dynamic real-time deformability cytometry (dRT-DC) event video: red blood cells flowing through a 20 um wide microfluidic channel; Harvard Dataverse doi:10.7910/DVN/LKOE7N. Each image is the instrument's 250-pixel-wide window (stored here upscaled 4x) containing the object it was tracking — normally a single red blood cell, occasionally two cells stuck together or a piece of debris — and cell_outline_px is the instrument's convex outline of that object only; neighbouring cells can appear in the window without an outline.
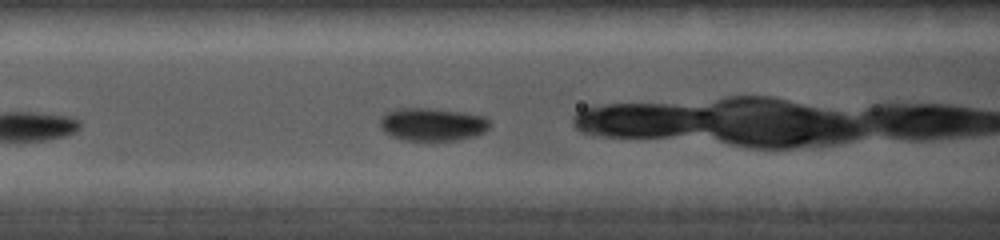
{"species": "common noctule bat (a hibernating species)", "species_latin": "Nyctalus noctula", "temperature_condition": "cold", "stored_images_in_passage": 35, "camera_frame_rate_fps": 5000, "um_per_image_px": 0.085, "animal": {"sex": "female", "body_mass_g": 19.0, "forearm_length_mm": 56.7}, "frame": {"image": 1, "passage_image": 6, "time_ms": 1.2, "image_size_px": [1000, 240], "cell_outline_px": [[492, 124], [484, 132], [472, 136], [456, 140], [400, 140], [384, 132], [380, 128], [380, 116], [384, 112], [396, 108], [428, 108], [464, 112], [484, 116]], "centroid_in_image_um": [36.7, 10.56], "position_along_channel_um": 129.9, "area_um2": 21.27}}
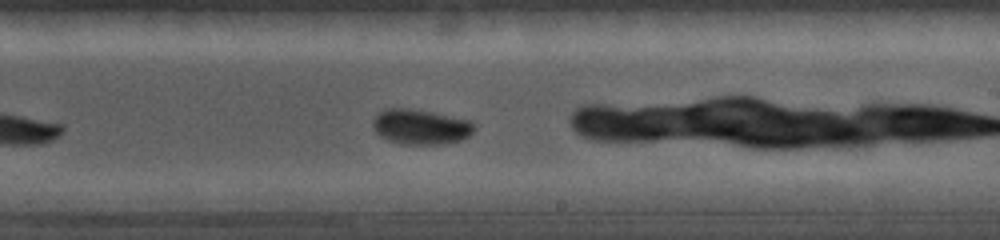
{"frame": {"image": 2, "passage_image": 16, "time_ms": 4.0, "image_size_px": [1000, 240], "cell_outline_px": [[476, 128], [468, 136], [460, 140], [440, 144], [400, 144], [388, 140], [380, 136], [372, 128], [372, 120], [384, 108], [408, 108], [432, 112], [472, 120], [476, 124]], "centroid_in_image_um": [35.75, 10.77], "position_along_channel_um": 253.2, "area_um2": 20.92}}